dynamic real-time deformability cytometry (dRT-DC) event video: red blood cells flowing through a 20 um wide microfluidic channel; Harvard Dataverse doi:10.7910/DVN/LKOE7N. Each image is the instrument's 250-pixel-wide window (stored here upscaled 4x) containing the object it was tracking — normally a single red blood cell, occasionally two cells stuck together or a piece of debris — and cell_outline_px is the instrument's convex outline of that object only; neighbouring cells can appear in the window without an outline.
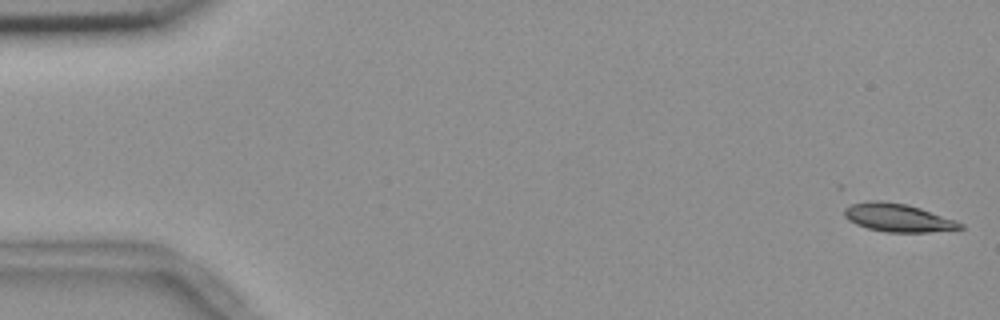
{"species": "common noctule bat (a hibernating species)", "species_latin": "Nyctalus noctula", "temperature_condition": "room temperature", "stored_images_in_passage": 20, "camera_frame_rate_fps": 3000, "um_per_image_px": 0.085, "animal": {"sex": "female", "body_mass_g": 18.4}, "frame": {"image": 1, "passage_image": 1, "time_ms": 0.0, "image_size_px": [1000, 320], "cell_outline_px": [[964, 228], [928, 232], [888, 232], [868, 228], [856, 224], [848, 220], [844, 216], [844, 208], [852, 204], [876, 200], [880, 200], [908, 204], [956, 220], [964, 224]], "centroid_in_image_um": [76.33, 18.5], "position_along_channel_um": 8.7, "area_um2": 18.9}}
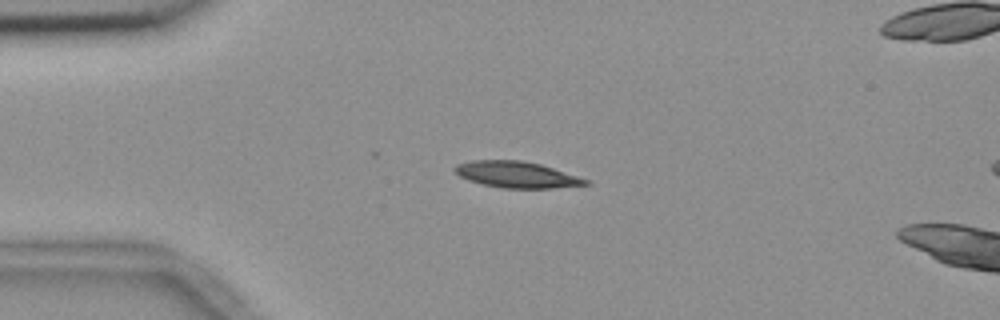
{"frame": {"image": 2, "passage_image": 13, "time_ms": 4.0, "image_size_px": [1000, 320], "cell_outline_px": [[592, 184], [552, 188], [500, 188], [468, 180], [460, 176], [452, 168], [456, 164], [472, 160], [520, 160], [540, 164], [588, 180]], "centroid_in_image_um": [43.88, 14.84], "position_along_channel_um": 41.1, "area_um2": 19.83}}
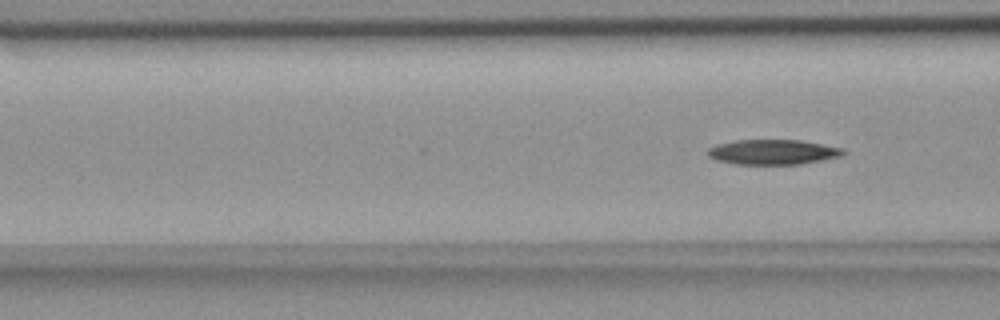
{"frame": {"image": 3, "passage_image": 20, "time_ms": 6.333, "image_size_px": [1000, 320], "cell_outline_px": [[848, 152], [844, 156], [800, 164], [736, 164], [716, 160], [708, 156], [708, 148], [716, 144], [736, 140], [800, 140], [844, 148]], "centroid_in_image_um": [65.74, 12.92], "position_along_channel_um": 100.9, "area_um2": 19.88}}